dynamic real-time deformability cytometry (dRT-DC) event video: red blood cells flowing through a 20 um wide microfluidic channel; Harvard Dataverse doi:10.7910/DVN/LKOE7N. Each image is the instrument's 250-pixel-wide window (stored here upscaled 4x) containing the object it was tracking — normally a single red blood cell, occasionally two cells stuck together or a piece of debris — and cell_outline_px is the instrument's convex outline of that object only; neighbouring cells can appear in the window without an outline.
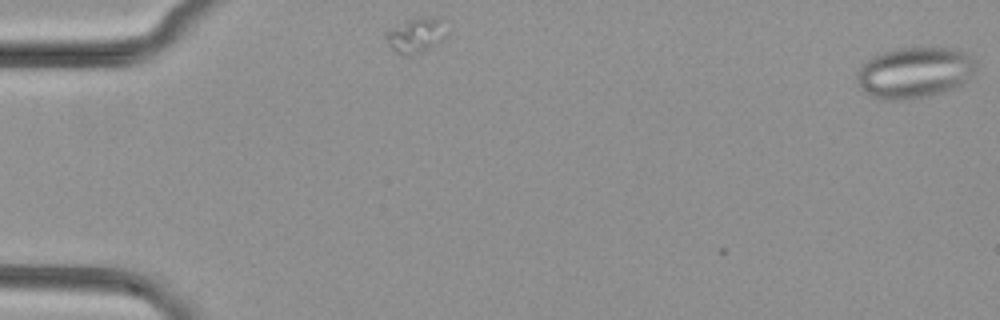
{"species": "common noctule bat (a hibernating species)", "species_latin": "Nyctalus noctula", "temperature_condition": "cold", "stored_images_in_passage": 18, "camera_frame_rate_fps": 3000, "um_per_image_px": 0.085, "animal": {"sex": "female", "body_mass_g": 29.2, "forearm_length_mm": 56.3}, "frame": {"image": 1, "passage_image": 1, "time_ms": 0.0, "image_size_px": [1000, 320], "cell_outline_px": [[976, 68], [956, 88], [928, 96], [896, 100], [884, 100], [868, 96], [856, 84], [856, 76], [860, 68], [872, 56], [896, 48], [952, 48], [964, 52], [972, 56], [976, 60]], "centroid_in_image_um": [77.7, 6.17], "position_along_channel_um": 7.3, "area_um2": 35.32}}